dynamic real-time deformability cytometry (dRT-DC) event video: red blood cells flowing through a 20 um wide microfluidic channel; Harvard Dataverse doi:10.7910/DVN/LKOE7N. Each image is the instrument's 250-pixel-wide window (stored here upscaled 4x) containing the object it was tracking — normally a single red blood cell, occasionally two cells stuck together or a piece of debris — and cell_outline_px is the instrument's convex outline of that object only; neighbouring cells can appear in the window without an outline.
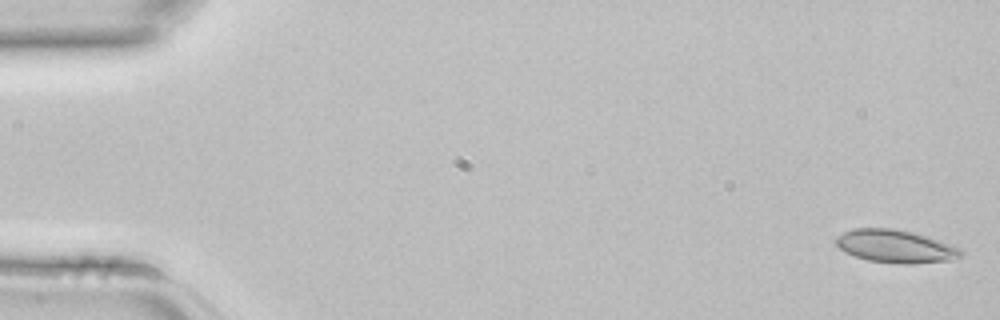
{"species": "common noctule bat (a hibernating species)", "species_latin": "Nyctalus noctula", "temperature_condition": "room temperature", "stored_images_in_passage": 4, "camera_frame_rate_fps": 3000, "um_per_image_px": 0.085, "animal": {"sex": "female", "body_mass_g": 22.7, "forearm_length_mm": 54.2}, "frame": {"image": 1, "passage_image": 1, "time_ms": 0.0, "image_size_px": [1000, 320], "cell_outline_px": [[964, 252], [960, 256], [948, 260], [912, 264], [900, 264], [868, 260], [844, 252], [832, 240], [836, 236], [852, 228], [896, 228], [928, 236], [960, 248]], "centroid_in_image_um": [76.07, 20.92], "position_along_channel_um": 8.9, "area_um2": 24.04}}
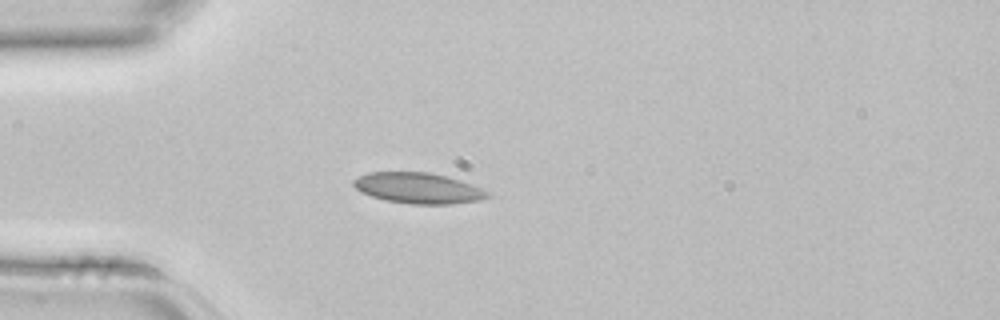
{"frame": {"image": 2, "passage_image": 4, "time_ms": 1.0, "image_size_px": [1000, 320], "cell_outline_px": [[488, 196], [480, 200], [452, 204], [408, 204], [384, 200], [372, 196], [356, 188], [352, 184], [352, 180], [368, 172], [428, 172], [460, 180], [472, 184], [488, 192]], "centroid_in_image_um": [35.53, 15.99], "position_along_channel_um": 49.5, "area_um2": 23.81}}